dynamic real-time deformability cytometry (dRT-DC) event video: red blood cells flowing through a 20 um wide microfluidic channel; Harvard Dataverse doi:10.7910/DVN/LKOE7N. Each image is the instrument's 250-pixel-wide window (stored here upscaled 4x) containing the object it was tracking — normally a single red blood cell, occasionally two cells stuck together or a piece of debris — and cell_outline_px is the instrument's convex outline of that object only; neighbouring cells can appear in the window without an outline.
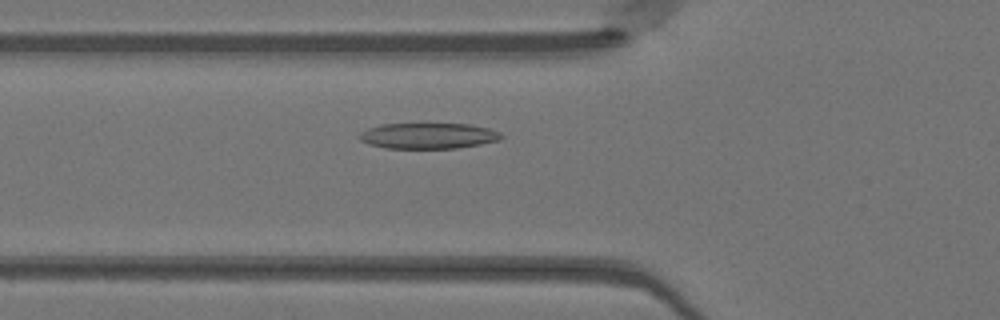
{"species": "Egyptian fruit bat (a non-hibernating species)", "species_latin": "Rousettus aegyptiacus", "temperature_condition": "warm", "stored_images_in_passage": 39, "camera_frame_rate_fps": 3000, "um_per_image_px": 0.085, "animal": {"sex": "female"}, "frame": {"image": 1, "passage_image": 13, "time_ms": 4.0, "image_size_px": [1000, 320], "cell_outline_px": [[504, 136], [500, 140], [480, 144], [456, 148], [384, 148], [368, 144], [360, 140], [360, 132], [368, 128], [380, 124], [468, 124], [488, 128], [500, 132]], "centroid_in_image_um": [36.4, 11.54], "position_along_channel_um": 89.4, "area_um2": 21.27}}
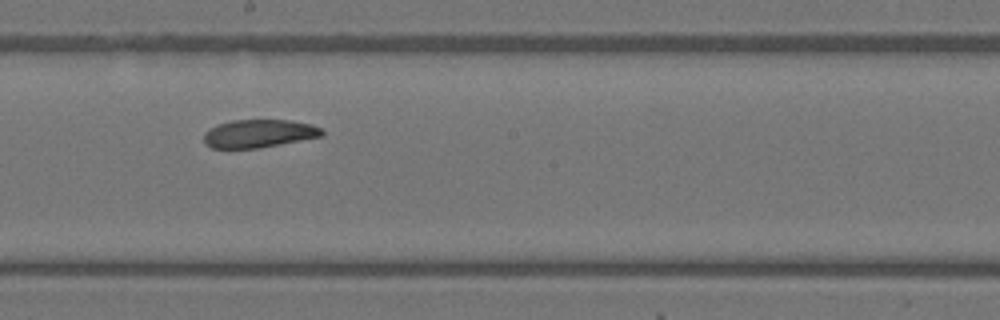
{"frame": {"image": 2, "passage_image": 23, "time_ms": 7.333, "image_size_px": [1000, 320], "cell_outline_px": [[324, 136], [260, 148], [212, 148], [204, 144], [204, 132], [208, 128], [216, 124], [232, 120], [288, 120], [312, 124], [320, 128], [324, 132]], "centroid_in_image_um": [21.98, 11.35], "position_along_channel_um": 226.2, "area_um2": 19.54}}
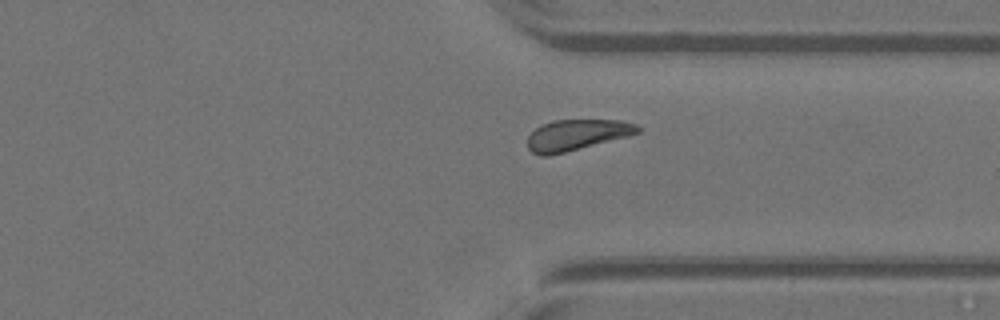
{"frame": {"image": 3, "passage_image": 33, "time_ms": 10.667, "image_size_px": [1000, 320], "cell_outline_px": [[640, 132], [628, 136], [548, 156], [540, 156], [532, 152], [528, 148], [528, 136], [540, 124], [552, 120], [620, 120], [636, 124], [640, 128]], "centroid_in_image_um": [48.99, 11.46], "position_along_channel_um": 362.4, "area_um2": 19.71}, "authors_computed_cell_mechanics": {"area_um2": 20.6346, "velocity_mm_per_s": 4.0864, "shape_relaxation_time_tau1_ms": 3.7417, "shape_relaxation_time_tau2_ms": null, "deformation_change_tau1": 0.1169, "deformation_change_tau2": null}}